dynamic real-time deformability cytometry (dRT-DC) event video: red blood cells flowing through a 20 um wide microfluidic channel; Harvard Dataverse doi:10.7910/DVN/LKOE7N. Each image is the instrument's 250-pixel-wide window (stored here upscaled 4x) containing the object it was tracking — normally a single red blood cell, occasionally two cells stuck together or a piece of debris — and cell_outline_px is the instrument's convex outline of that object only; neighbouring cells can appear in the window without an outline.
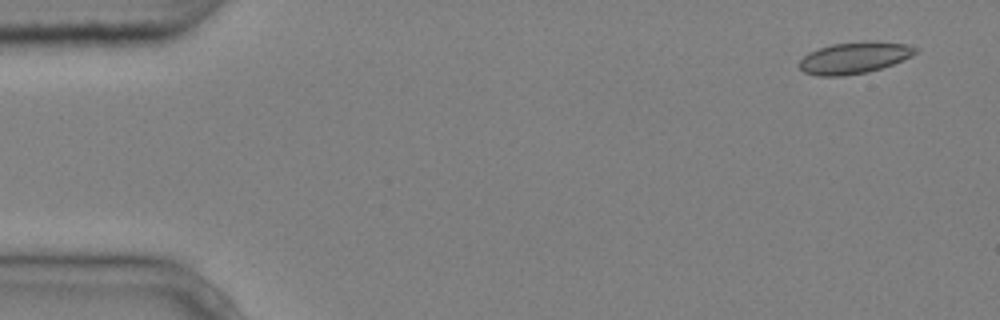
{"species": "common noctule bat (a hibernating species)", "species_latin": "Nyctalus noctula", "temperature_condition": "cold", "stored_images_in_passage": 5, "segment_of_instrument_passage": [1, 2], "camera_frame_rate_fps": 3000, "um_per_image_px": 0.085, "animal": {"sex": "male", "body_mass_g": 20.4}, "frame": {"image": 1, "passage_image": 1, "time_ms": 0.0, "image_size_px": [1000, 320], "cell_outline_px": [[920, 48], [912, 56], [892, 64], [868, 72], [844, 76], [816, 76], [804, 72], [796, 64], [808, 52], [832, 44], [868, 40], [908, 44]], "centroid_in_image_um": [72.61, 4.91], "position_along_channel_um": 12.4, "area_um2": 21.62}}
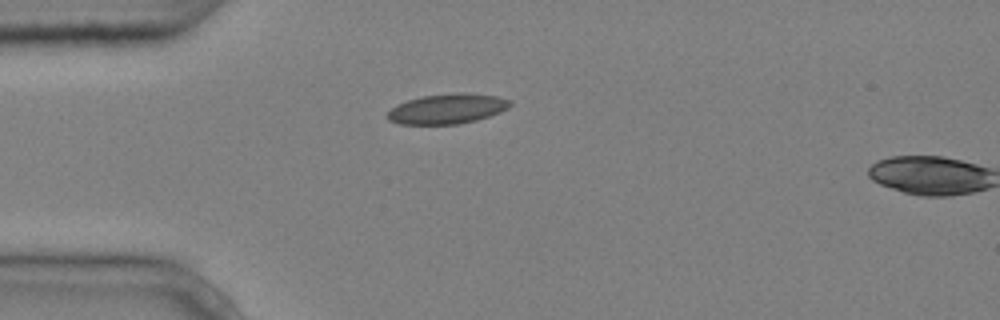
{"frame": {"image": 2, "passage_image": 4, "time_ms": 1.0, "image_size_px": [1000, 320], "cell_outline_px": [[512, 104], [508, 108], [500, 112], [476, 120], [460, 124], [400, 124], [388, 120], [384, 116], [396, 104], [408, 100], [424, 96], [456, 92], [464, 92], [496, 96], [512, 100]], "centroid_in_image_um": [38.01, 9.24], "position_along_channel_um": 47.0, "area_um2": 21.56}}